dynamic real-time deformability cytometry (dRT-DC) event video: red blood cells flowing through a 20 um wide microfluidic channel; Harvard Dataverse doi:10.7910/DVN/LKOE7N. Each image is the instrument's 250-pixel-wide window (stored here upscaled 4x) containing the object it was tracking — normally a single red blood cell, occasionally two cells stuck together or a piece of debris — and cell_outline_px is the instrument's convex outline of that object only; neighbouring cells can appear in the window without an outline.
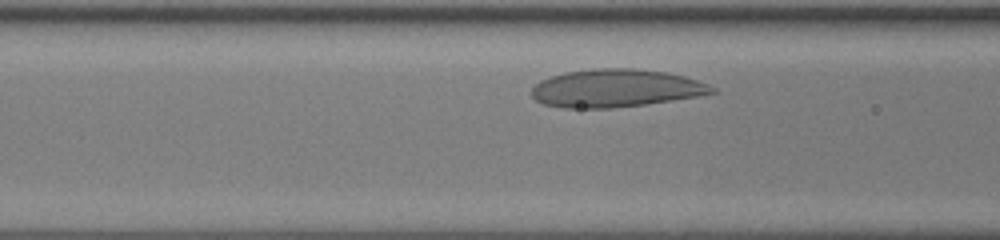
{"species": "human", "species_latin": "Homo sapiens", "temperature_condition": "room temperature", "stored_images_in_passage": 25, "camera_frame_rate_fps": 3000, "um_per_image_px": 0.085, "donor": {"sex": "female"}, "frame": {"image": 1, "passage_image": 5, "time_ms": 1.333, "image_size_px": [1000, 240], "cell_outline_px": [[716, 92], [696, 96], [644, 104], [612, 108], [564, 108], [544, 104], [536, 100], [532, 96], [532, 88], [540, 80], [564, 72], [592, 68], [636, 68], [668, 72], [684, 76], [708, 84], [716, 88]], "centroid_in_image_um": [52.32, 7.49], "position_along_channel_um": 114.3, "area_um2": 39.77}}
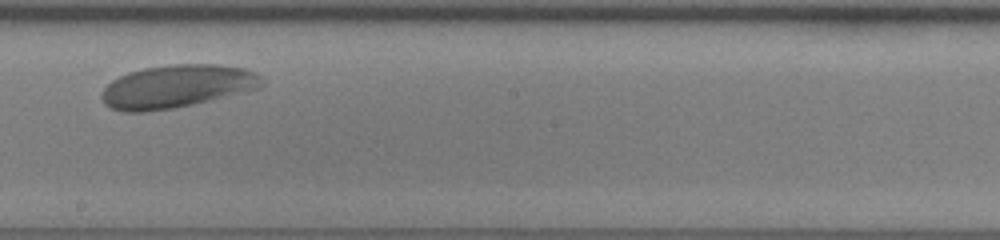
{"frame": {"image": 2, "passage_image": 14, "time_ms": 4.333, "image_size_px": [1000, 240], "cell_outline_px": [[264, 84], [260, 88], [244, 92], [192, 104], [172, 108], [148, 112], [124, 112], [112, 108], [104, 104], [100, 96], [100, 92], [112, 80], [128, 72], [144, 68], [172, 64], [220, 64], [244, 68], [256, 72], [264, 76]], "centroid_in_image_um": [15.05, 7.33], "position_along_channel_um": 233.2, "area_um2": 40.4}}
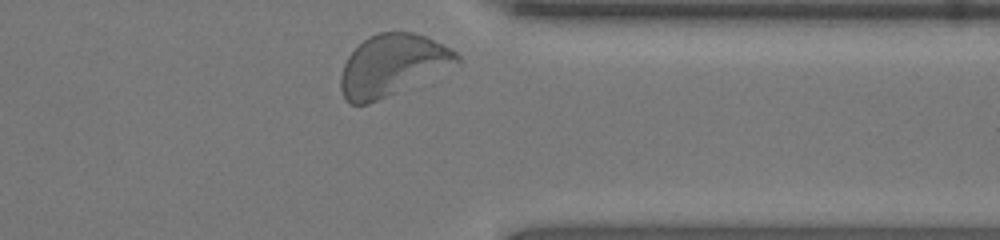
{"frame": {"image": 3, "passage_image": 25, "time_ms": 8.0, "image_size_px": [1000, 240], "cell_outline_px": [[464, 64], [368, 104], [348, 104], [344, 100], [340, 88], [340, 76], [344, 64], [348, 56], [368, 36], [380, 32], [412, 32], [424, 36], [456, 52], [464, 60]], "centroid_in_image_um": [33.39, 5.56], "position_along_channel_um": 378.0, "area_um2": 41.85}, "authors_computed_cell_mechanics": {"area_um2": 39.1306, "velocity_mm_per_s": 3.9838, "shape_relaxation_time_tau1_ms": 2.7972, "shape_relaxation_time_tau2_ms": null, "deformation_change_tau1": 0.0815, "deformation_change_tau2": null}}